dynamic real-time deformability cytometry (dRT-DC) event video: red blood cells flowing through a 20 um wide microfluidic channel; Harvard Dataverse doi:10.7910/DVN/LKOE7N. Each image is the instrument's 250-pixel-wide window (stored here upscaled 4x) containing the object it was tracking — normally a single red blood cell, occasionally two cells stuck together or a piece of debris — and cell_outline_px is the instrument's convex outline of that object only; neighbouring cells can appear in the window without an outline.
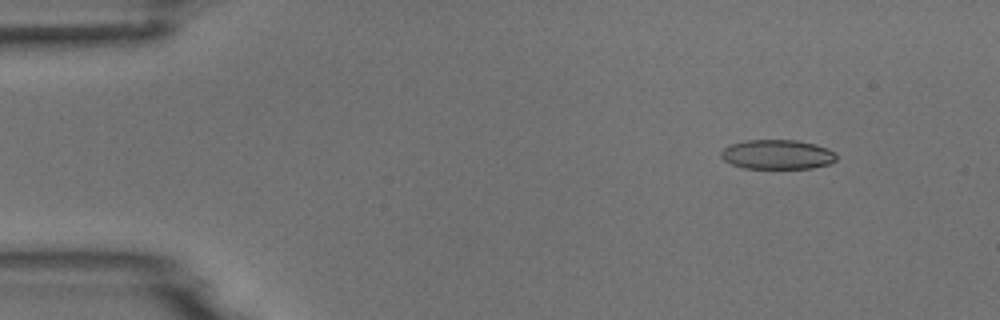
{"species": "common noctule bat (a hibernating species)", "species_latin": "Nyctalus noctula", "temperature_condition": "room temperature", "stored_images_in_passage": 6, "camera_frame_rate_fps": 3000, "um_per_image_px": 0.085, "animal": {"sex": "male", "body_mass_g": 18.8}, "frame": {"image": 1, "passage_image": 2, "time_ms": 1.0, "image_size_px": [1000, 320], "cell_outline_px": [[836, 160], [828, 164], [812, 168], [744, 168], [732, 164], [724, 160], [720, 156], [720, 152], [728, 144], [744, 140], [796, 140], [816, 144], [828, 148], [836, 152]], "centroid_in_image_um": [66.06, 13.12], "position_along_channel_um": 18.9, "area_um2": 20.0}}
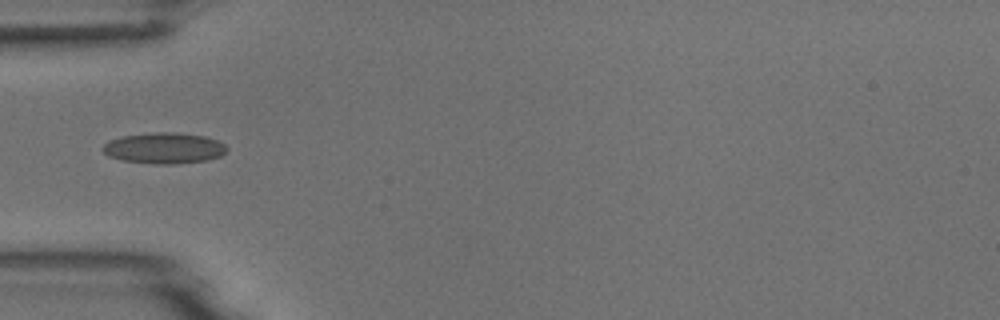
{"frame": {"image": 2, "passage_image": 5, "time_ms": 4.667, "image_size_px": [1000, 320], "cell_outline_px": [[228, 148], [220, 156], [208, 160], [176, 164], [156, 164], [124, 160], [108, 156], [100, 148], [108, 140], [120, 136], [152, 132], [176, 132], [204, 136], [216, 140], [224, 144]], "centroid_in_image_um": [13.92, 12.58], "position_along_channel_um": 71.1, "area_um2": 22.48}}